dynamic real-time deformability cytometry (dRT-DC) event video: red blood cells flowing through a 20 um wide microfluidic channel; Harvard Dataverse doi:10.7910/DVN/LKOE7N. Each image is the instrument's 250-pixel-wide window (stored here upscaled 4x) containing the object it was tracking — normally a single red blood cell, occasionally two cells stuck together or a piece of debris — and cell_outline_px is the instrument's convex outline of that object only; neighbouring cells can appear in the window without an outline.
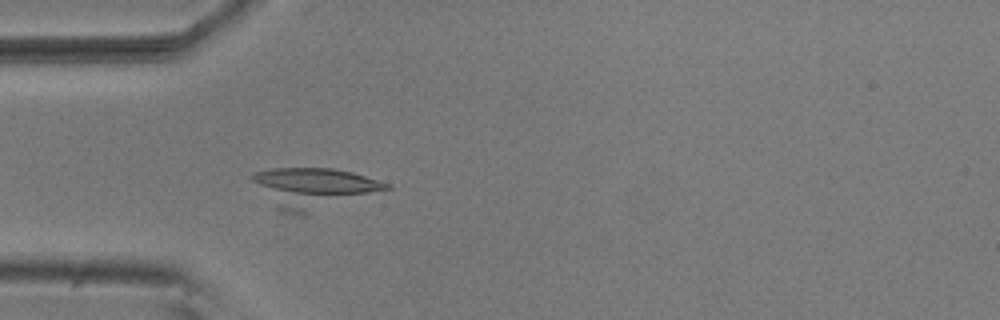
{"species": "common noctule bat (a hibernating species)", "species_latin": "Nyctalus noctula", "temperature_condition": "room temperature", "stored_images_in_passage": 4, "camera_frame_rate_fps": 3000, "um_per_image_px": 0.085, "animal": {"sex": "male", "body_mass_g": 20.5, "forearm_length_mm": 52.5}, "frame": {"image": 1, "passage_image": 4, "time_ms": 1.0, "image_size_px": [1000, 320], "cell_outline_px": [[392, 188], [304, 216], [300, 216], [276, 212], [248, 176], [256, 172], [272, 168], [332, 168], [352, 172], [392, 184]], "centroid_in_image_um": [26.61, 16.02], "position_along_channel_um": 58.4, "area_um2": 32.48}}